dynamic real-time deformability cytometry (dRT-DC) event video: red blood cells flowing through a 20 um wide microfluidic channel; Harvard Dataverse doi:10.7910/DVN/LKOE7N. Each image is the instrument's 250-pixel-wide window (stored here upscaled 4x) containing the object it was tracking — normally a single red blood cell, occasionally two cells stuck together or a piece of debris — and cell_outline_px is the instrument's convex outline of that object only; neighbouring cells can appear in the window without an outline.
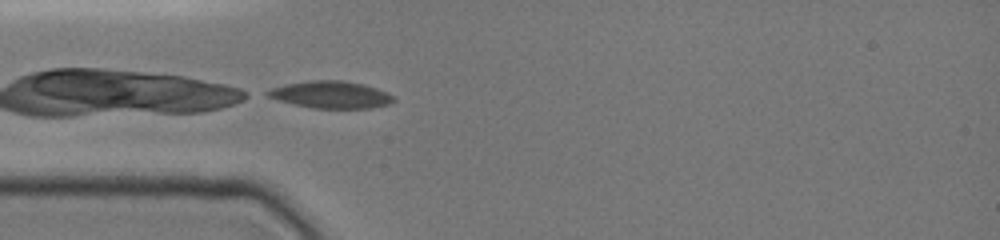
{"species": "common noctule bat (a hibernating species)", "species_latin": "Nyctalus noctula", "temperature_condition": "cold", "stored_images_in_passage": 9, "camera_frame_rate_fps": 3000, "um_per_image_px": 0.085, "animal": {"sex": "female", "body_mass_g": 19.0, "forearm_length_mm": 51.5}, "frame": {"image": 1, "passage_image": 9, "time_ms": 2.667, "image_size_px": [1000, 240], "cell_outline_px": [[396, 100], [388, 104], [372, 108], [312, 108], [280, 100], [268, 96], [264, 92], [272, 88], [284, 84], [308, 80], [344, 80], [364, 84], [388, 92], [396, 96]], "centroid_in_image_um": [28.17, 8.03], "position_along_channel_um": 56.8, "area_um2": 20.0}}